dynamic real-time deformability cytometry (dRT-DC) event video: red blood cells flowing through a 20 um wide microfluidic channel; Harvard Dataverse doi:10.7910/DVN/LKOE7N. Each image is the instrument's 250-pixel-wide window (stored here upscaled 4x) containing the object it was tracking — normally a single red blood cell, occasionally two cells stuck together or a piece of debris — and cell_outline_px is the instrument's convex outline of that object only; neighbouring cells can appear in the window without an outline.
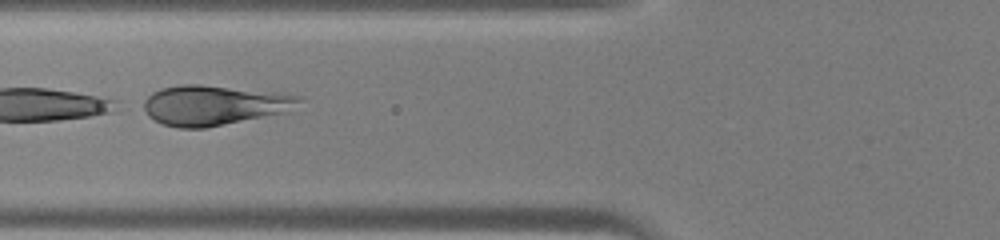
{"species": "human", "species_latin": "Homo sapiens", "temperature_condition": "warm", "stored_images_in_passage": 33, "camera_frame_rate_fps": 3000, "um_per_image_px": 0.085, "donor": {"sex": "male"}, "frame": {"image": 1, "passage_image": 17, "time_ms": 5.333, "image_size_px": [1000, 240], "cell_outline_px": [[300, 100], [288, 112], [204, 128], [176, 128], [164, 124], [148, 116], [144, 108], [144, 100], [152, 92], [160, 88], [180, 84], [200, 84], [276, 92], [300, 96]], "centroid_in_image_um": [18.15, 8.93], "position_along_channel_um": 107.6, "area_um2": 36.01}}